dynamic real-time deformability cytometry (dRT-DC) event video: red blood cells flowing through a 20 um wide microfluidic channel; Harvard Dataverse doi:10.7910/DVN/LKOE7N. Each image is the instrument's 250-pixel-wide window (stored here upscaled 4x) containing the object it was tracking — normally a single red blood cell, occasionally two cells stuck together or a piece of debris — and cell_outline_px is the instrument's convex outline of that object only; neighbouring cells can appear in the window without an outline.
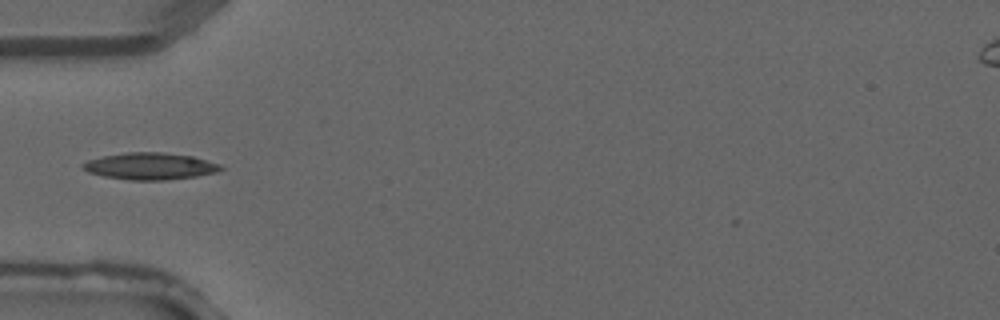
{"species": "common noctule bat (a hibernating species)", "species_latin": "Nyctalus noctula", "temperature_condition": "warm", "stored_images_in_passage": 4, "camera_frame_rate_fps": 3000, "um_per_image_px": 0.085, "animal": {"sex": "male", "forearm_length_mm": 52.5}, "frame": {"image": 1, "passage_image": 4, "time_ms": 1.0, "image_size_px": [1000, 320], "cell_outline_px": [[224, 168], [216, 172], [196, 176], [164, 180], [128, 180], [104, 176], [88, 172], [80, 168], [80, 164], [88, 160], [104, 156], [128, 152], [160, 152], [192, 156], [220, 164]], "centroid_in_image_um": [12.72, 14.13], "position_along_channel_um": 72.3, "area_um2": 21.5}}